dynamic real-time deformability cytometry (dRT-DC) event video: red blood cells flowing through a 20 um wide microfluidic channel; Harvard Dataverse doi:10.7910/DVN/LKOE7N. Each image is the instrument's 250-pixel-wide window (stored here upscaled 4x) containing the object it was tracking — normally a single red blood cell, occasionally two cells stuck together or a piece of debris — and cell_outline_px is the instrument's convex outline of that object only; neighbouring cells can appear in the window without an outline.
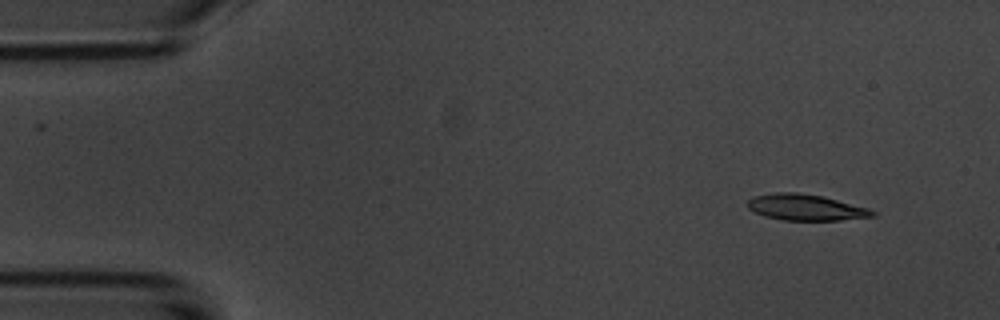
{"species": "common noctule bat (a hibernating species)", "species_latin": "Nyctalus noctula", "temperature_condition": "room temperature", "stored_images_in_passage": 14, "camera_frame_rate_fps": 3000, "um_per_image_px": 0.085, "animal": {"sex": "male", "body_mass_g": 20.1, "forearm_length_mm": 53.5}, "frame": {"image": 1, "passage_image": 4, "time_ms": 1.0, "image_size_px": [1000, 320], "cell_outline_px": [[876, 216], [840, 220], [784, 220], [764, 216], [748, 208], [748, 200], [752, 196], [776, 192], [796, 192], [824, 196], [868, 208], [876, 212]], "centroid_in_image_um": [68.49, 17.62], "position_along_channel_um": 16.5, "area_um2": 19.02}}